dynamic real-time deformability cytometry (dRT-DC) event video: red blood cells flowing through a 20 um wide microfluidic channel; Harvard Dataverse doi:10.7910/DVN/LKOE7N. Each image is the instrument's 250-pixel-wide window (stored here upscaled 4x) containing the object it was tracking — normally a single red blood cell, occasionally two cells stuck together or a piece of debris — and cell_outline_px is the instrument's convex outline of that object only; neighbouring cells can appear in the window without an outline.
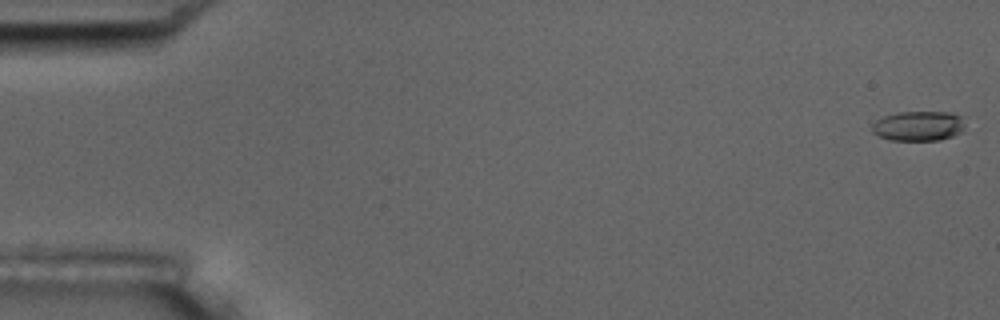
{"species": "common noctule bat (a hibernating species)", "species_latin": "Nyctalus noctula", "temperature_condition": "room temperature", "stored_images_in_passage": 6, "camera_frame_rate_fps": 3000, "um_per_image_px": 0.085, "animal": {"sex": "male", "body_mass_g": 17.5, "forearm_length_mm": 52.3}, "frame": {"image": 1, "passage_image": 1, "time_ms": 0.0, "image_size_px": [1000, 320], "cell_outline_px": [[964, 128], [960, 132], [952, 136], [940, 140], [888, 140], [872, 132], [872, 124], [876, 120], [884, 116], [896, 112], [952, 112], [964, 116]], "centroid_in_image_um": [78.09, 10.69], "position_along_channel_um": 6.9, "area_um2": 16.36}}
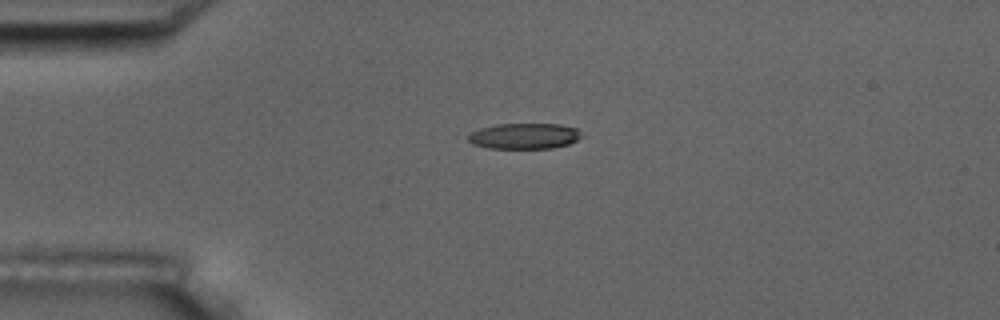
{"frame": {"image": 2, "passage_image": 4, "time_ms": 4.333, "image_size_px": [1000, 320], "cell_outline_px": [[580, 136], [576, 140], [568, 144], [552, 148], [488, 148], [472, 144], [468, 140], [468, 136], [472, 132], [480, 128], [496, 124], [560, 124], [576, 128], [580, 132]], "centroid_in_image_um": [44.54, 11.56], "position_along_channel_um": 40.5, "area_um2": 16.88}}